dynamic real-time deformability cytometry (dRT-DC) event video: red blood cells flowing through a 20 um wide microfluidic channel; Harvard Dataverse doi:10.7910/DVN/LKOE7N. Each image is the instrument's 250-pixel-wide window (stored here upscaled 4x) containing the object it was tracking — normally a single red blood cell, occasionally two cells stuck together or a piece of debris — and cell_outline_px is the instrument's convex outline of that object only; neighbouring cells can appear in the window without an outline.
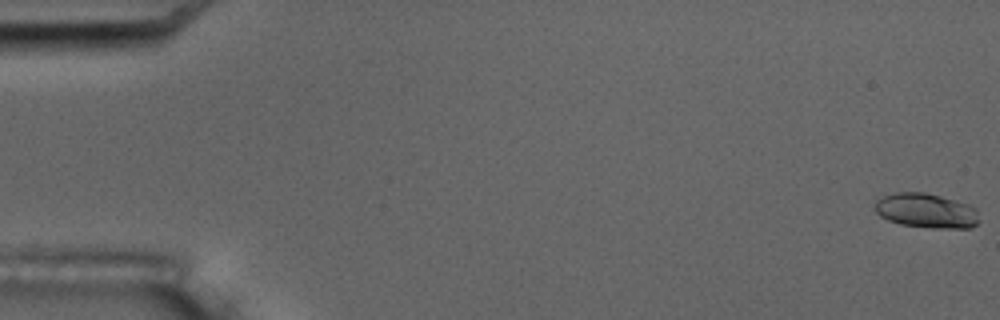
{"species": "common noctule bat (a hibernating species)", "species_latin": "Nyctalus noctula", "temperature_condition": "room temperature", "stored_images_in_passage": 3, "camera_frame_rate_fps": 3000, "um_per_image_px": 0.085, "animal": {"sex": "male", "body_mass_g": 17.5, "forearm_length_mm": 52.3}, "frame": {"image": 1, "passage_image": 1, "time_ms": 0.0, "image_size_px": [1000, 320], "cell_outline_px": [[980, 220], [972, 228], [932, 228], [900, 224], [888, 220], [880, 216], [872, 208], [876, 200], [884, 196], [896, 192], [924, 192], [940, 196], [968, 204], [976, 208]], "centroid_in_image_um": [78.72, 17.91], "position_along_channel_um": 6.3, "area_um2": 21.21}}